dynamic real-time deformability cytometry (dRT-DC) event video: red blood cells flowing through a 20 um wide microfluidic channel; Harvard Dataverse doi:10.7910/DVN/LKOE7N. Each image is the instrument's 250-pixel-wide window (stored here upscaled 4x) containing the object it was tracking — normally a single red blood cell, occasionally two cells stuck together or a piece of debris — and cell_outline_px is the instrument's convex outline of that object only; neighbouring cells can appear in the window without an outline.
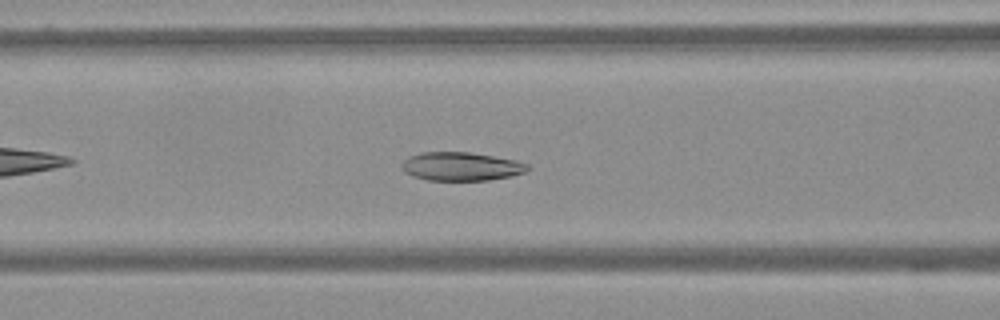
{"species": "Egyptian fruit bat (a non-hibernating species)", "species_latin": "Rousettus aegyptiacus", "temperature_condition": "warm", "stored_images_in_passage": 47, "camera_frame_rate_fps": 3000, "um_per_image_px": 0.085, "frame": {"image": 1, "passage_image": 11, "time_ms": 3.333, "image_size_px": [1000, 320], "cell_outline_px": [[528, 168], [524, 172], [508, 176], [488, 180], [428, 180], [412, 176], [404, 172], [400, 168], [400, 164], [404, 160], [420, 152], [468, 152], [516, 160], [528, 164]], "centroid_in_image_um": [39.14, 14.14], "position_along_channel_um": 127.5, "area_um2": 20.75}}
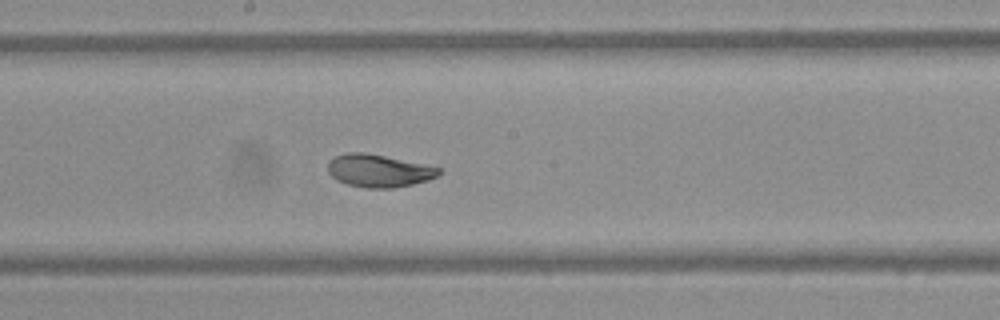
{"frame": {"image": 2, "passage_image": 19, "time_ms": 6.0, "image_size_px": [1000, 320], "cell_outline_px": [[440, 172], [436, 176], [428, 180], [412, 184], [392, 188], [368, 188], [348, 184], [336, 180], [328, 172], [328, 160], [336, 156], [348, 152], [364, 152], [384, 156], [440, 168]], "centroid_in_image_um": [32.14, 14.51], "position_along_channel_um": 216.1, "area_um2": 20.81}}
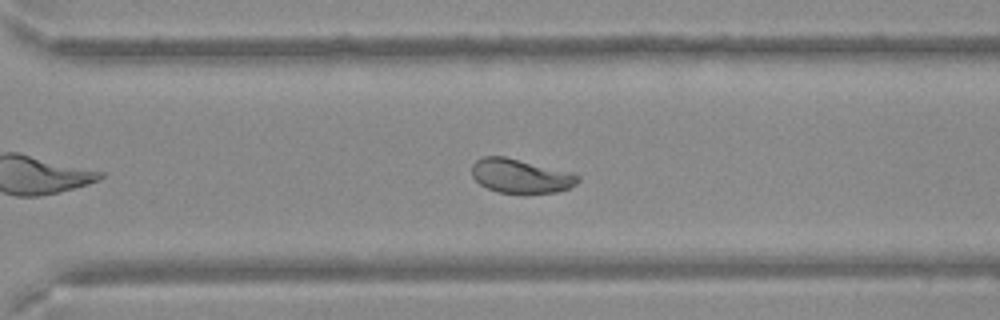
{"frame": {"image": 3, "passage_image": 29, "time_ms": 9.333, "image_size_px": [1000, 320], "cell_outline_px": [[580, 180], [576, 184], [568, 188], [556, 192], [500, 192], [488, 188], [480, 184], [472, 176], [472, 164], [476, 160], [484, 156], [504, 156], [572, 172], [580, 176]], "centroid_in_image_um": [44.25, 14.94], "position_along_channel_um": 326.3, "area_um2": 20.81}}